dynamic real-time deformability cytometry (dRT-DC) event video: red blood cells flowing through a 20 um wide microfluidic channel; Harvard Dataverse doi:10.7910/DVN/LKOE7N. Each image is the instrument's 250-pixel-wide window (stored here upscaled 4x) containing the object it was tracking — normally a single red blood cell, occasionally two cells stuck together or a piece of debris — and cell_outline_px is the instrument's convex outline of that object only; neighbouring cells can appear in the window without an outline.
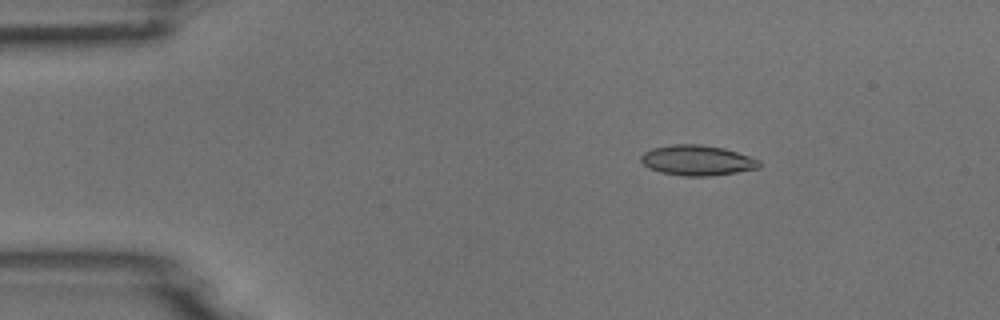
{"species": "common noctule bat (a hibernating species)", "species_latin": "Nyctalus noctula", "temperature_condition": "room temperature", "stored_images_in_passage": 5, "camera_frame_rate_fps": 3000, "um_per_image_px": 0.085, "animal": {"sex": "male", "body_mass_g": 18.8}, "frame": {"image": 1, "passage_image": 3, "time_ms": 2.0, "image_size_px": [1000, 320], "cell_outline_px": [[760, 168], [712, 176], [684, 176], [660, 172], [648, 168], [640, 160], [640, 156], [644, 152], [652, 148], [672, 144], [700, 144], [724, 148], [760, 160]], "centroid_in_image_um": [59.24, 13.63], "position_along_channel_um": 25.8, "area_um2": 20.92}}
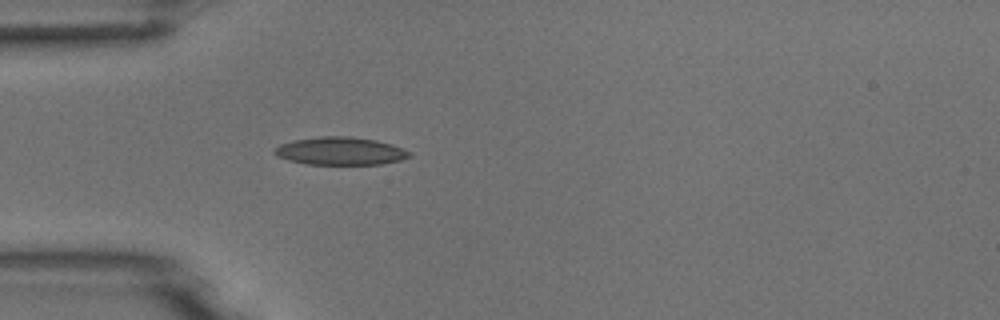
{"frame": {"image": 2, "passage_image": 5, "time_ms": 4.333, "image_size_px": [1000, 320], "cell_outline_px": [[412, 156], [400, 160], [380, 164], [304, 164], [288, 160], [276, 156], [272, 152], [272, 148], [280, 144], [292, 140], [320, 136], [348, 136], [376, 140], [392, 144], [404, 148], [412, 152]], "centroid_in_image_um": [28.9, 12.83], "position_along_channel_um": 56.1, "area_um2": 22.2}}